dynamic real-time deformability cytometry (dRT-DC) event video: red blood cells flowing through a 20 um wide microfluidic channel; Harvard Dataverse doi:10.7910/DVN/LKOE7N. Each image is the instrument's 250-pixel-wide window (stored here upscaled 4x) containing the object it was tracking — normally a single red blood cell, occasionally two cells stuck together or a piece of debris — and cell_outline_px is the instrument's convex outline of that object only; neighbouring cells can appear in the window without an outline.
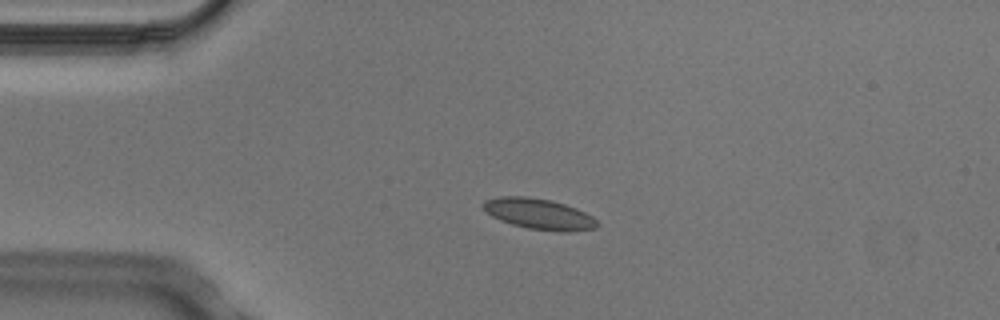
{"species": "Egyptian fruit bat (a non-hibernating species)", "species_latin": "Rousettus aegyptiacus", "temperature_condition": "cold", "stored_images_in_passage": 3, "camera_frame_rate_fps": 3000, "um_per_image_px": 0.085, "animal": {"sex": "male"}, "frame": {"image": 1, "passage_image": 2, "time_ms": 0.333, "image_size_px": [1000, 320], "cell_outline_px": [[600, 224], [596, 228], [568, 232], [560, 232], [528, 228], [512, 224], [500, 220], [492, 216], [484, 208], [484, 200], [504, 196], [524, 196], [548, 200], [564, 204], [576, 208], [592, 216]], "centroid_in_image_um": [45.85, 18.2], "position_along_channel_um": 39.2, "area_um2": 20.17}}